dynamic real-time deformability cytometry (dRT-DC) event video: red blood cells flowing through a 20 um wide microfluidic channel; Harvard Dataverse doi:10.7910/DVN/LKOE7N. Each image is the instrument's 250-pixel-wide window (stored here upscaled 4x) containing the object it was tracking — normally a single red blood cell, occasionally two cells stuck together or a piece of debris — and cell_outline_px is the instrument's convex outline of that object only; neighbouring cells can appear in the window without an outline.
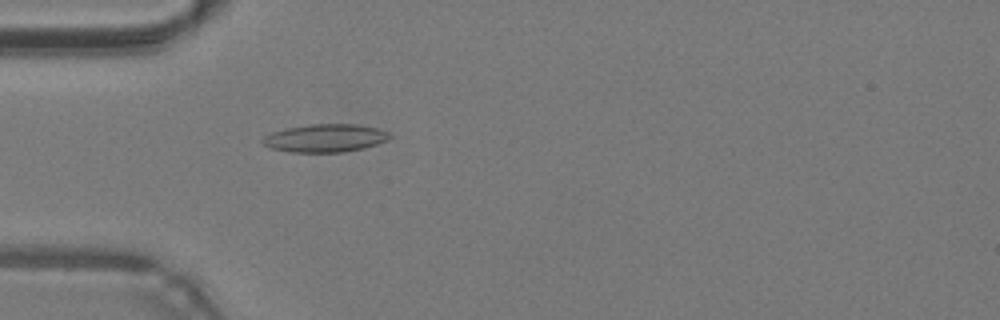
{"species": "common noctule bat (a hibernating species)", "species_latin": "Nyctalus noctula", "temperature_condition": "warm", "stored_images_in_passage": 48, "camera_frame_rate_fps": 3000, "um_per_image_px": 0.085, "animal": {"sex": "male", "body_mass_g": 19.2, "forearm_length_mm": 51.8}, "frame": {"image": 1, "passage_image": 15, "time_ms": 4.667, "image_size_px": [1000, 320], "cell_outline_px": [[392, 136], [388, 140], [364, 148], [344, 152], [292, 152], [272, 148], [260, 144], [260, 140], [264, 136], [272, 132], [284, 128], [308, 124], [360, 124], [376, 128], [388, 132]], "centroid_in_image_um": [27.61, 11.73], "position_along_channel_um": 57.4, "area_um2": 20.92}}
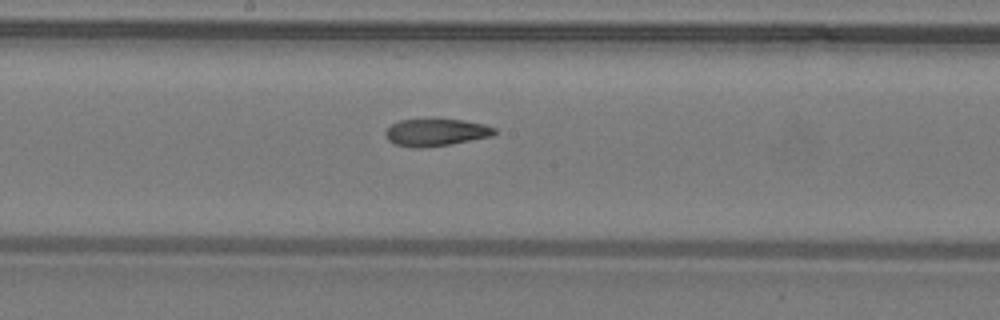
{"frame": {"image": 2, "passage_image": 26, "time_ms": 8.333, "image_size_px": [1000, 320], "cell_outline_px": [[496, 132], [492, 136], [452, 144], [424, 148], [412, 148], [396, 144], [388, 140], [384, 136], [384, 132], [392, 124], [400, 120], [464, 120], [484, 124], [496, 128]], "centroid_in_image_um": [37.05, 11.27], "position_along_channel_um": 211.1, "area_um2": 17.28}}
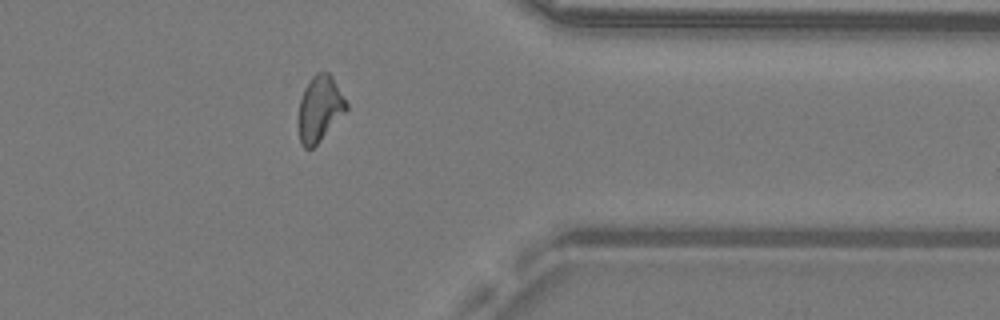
{"frame": {"image": 3, "passage_image": 39, "time_ms": 12.667, "image_size_px": [1000, 320], "cell_outline_px": [[348, 108], [320, 140], [312, 148], [304, 148], [300, 144], [300, 100], [304, 88], [312, 76], [316, 72], [328, 72], [332, 76], [348, 104]], "centroid_in_image_um": [27.18, 9.2], "position_along_channel_um": 384.2, "area_um2": 17.8}, "authors_computed_cell_mechanics": {"area_um2": 18.4382, "velocity_mm_per_s": 4.3024, "shape_relaxation_time_tau1_ms": null, "shape_relaxation_time_tau2_ms": 3.0976, "deformation_change_tau1": null, "deformation_change_tau2": 0.1144}}